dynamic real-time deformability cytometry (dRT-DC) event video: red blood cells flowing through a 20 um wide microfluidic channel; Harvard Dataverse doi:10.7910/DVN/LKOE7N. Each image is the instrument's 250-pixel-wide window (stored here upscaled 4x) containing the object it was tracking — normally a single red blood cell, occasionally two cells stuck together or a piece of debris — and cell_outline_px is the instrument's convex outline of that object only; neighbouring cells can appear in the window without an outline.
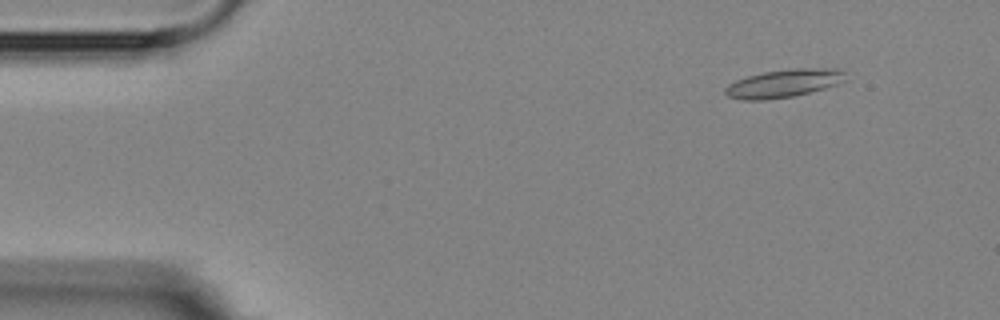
{"species": "Egyptian fruit bat (a non-hibernating species)", "species_latin": "Rousettus aegyptiacus", "temperature_condition": "room temperature", "stored_images_in_passage": 5, "camera_frame_rate_fps": 3000, "um_per_image_px": 0.085, "animal": {"sex": "female"}, "frame": {"image": 1, "passage_image": 2, "time_ms": 1.333, "image_size_px": [1000, 320], "cell_outline_px": [[848, 80], [824, 88], [792, 96], [764, 100], [744, 100], [728, 96], [724, 92], [724, 88], [728, 84], [736, 80], [748, 76], [764, 72], [788, 68], [836, 68], [844, 72]], "centroid_in_image_um": [66.62, 7.07], "position_along_channel_um": 18.4, "area_um2": 19.65}}
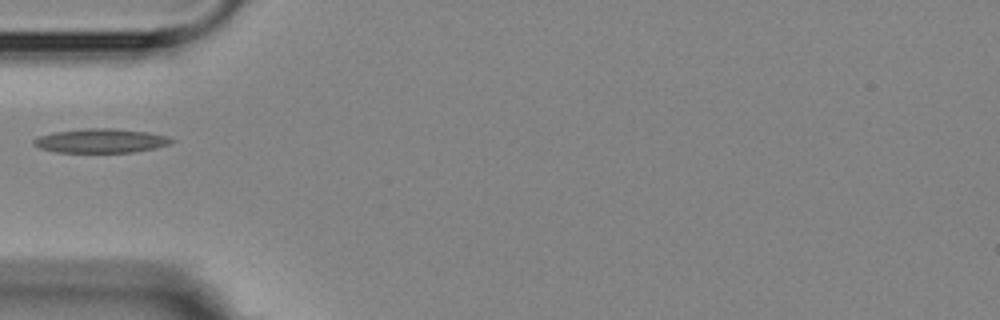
{"frame": {"image": 2, "passage_image": 5, "time_ms": 5.333, "image_size_px": [1000, 320], "cell_outline_px": [[176, 140], [172, 144], [156, 148], [132, 152], [56, 152], [40, 148], [32, 144], [32, 140], [40, 136], [52, 132], [84, 128], [116, 128], [148, 132], [168, 136]], "centroid_in_image_um": [8.61, 11.96], "position_along_channel_um": 76.4, "area_um2": 19.59}}